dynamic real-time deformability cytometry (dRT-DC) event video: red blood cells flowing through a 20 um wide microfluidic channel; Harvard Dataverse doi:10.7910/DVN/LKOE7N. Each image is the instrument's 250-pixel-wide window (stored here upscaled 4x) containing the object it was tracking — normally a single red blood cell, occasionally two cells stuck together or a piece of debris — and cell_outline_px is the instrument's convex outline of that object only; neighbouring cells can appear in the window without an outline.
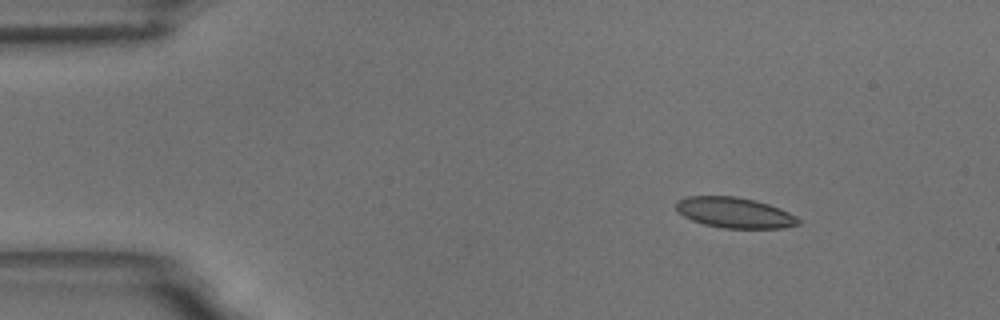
{"species": "common noctule bat (a hibernating species)", "species_latin": "Nyctalus noctula", "temperature_condition": "room temperature", "stored_images_in_passage": 49, "camera_frame_rate_fps": 3000, "um_per_image_px": 0.085, "animal": {"sex": "male", "body_mass_g": 18.8}, "frame": {"image": 1, "passage_image": 1, "time_ms": 0.0, "image_size_px": [1000, 320], "cell_outline_px": [[800, 224], [784, 228], [724, 228], [704, 224], [692, 220], [684, 216], [676, 208], [676, 200], [688, 196], [736, 196], [768, 204], [780, 208], [796, 216], [800, 220]], "centroid_in_image_um": [62.45, 18.08], "position_along_channel_um": 22.6, "area_um2": 21.68}}
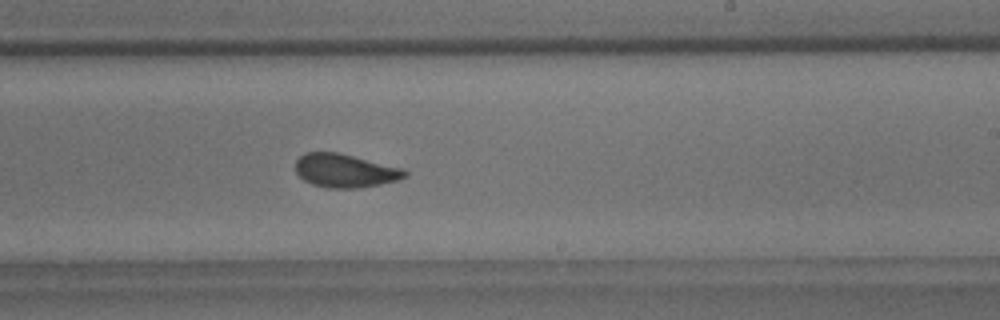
{"frame": {"image": 2, "passage_image": 27, "time_ms": 8.667, "image_size_px": [1000, 320], "cell_outline_px": [[408, 176], [396, 180], [380, 184], [360, 188], [324, 188], [312, 184], [304, 180], [296, 172], [296, 160], [304, 152], [340, 152], [404, 168], [408, 172]], "centroid_in_image_um": [29.34, 14.5], "position_along_channel_um": 259.7, "area_um2": 21.62}}
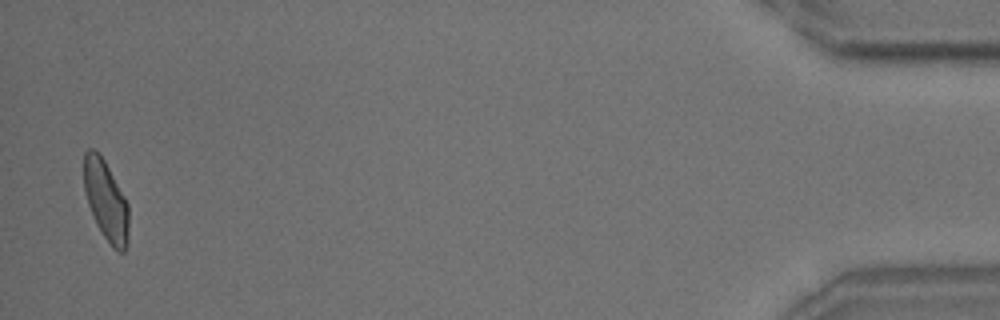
{"frame": {"image": 3, "passage_image": 48, "time_ms": 15.667, "image_size_px": [1000, 320], "cell_outline_px": [[128, 244], [124, 252], [116, 252], [112, 248], [96, 224], [88, 204], [84, 188], [84, 152], [88, 148], [92, 148], [100, 152], [124, 196], [128, 204]], "centroid_in_image_um": [9.0, 17.05], "position_along_channel_um": 426.2, "area_um2": 21.04}, "authors_computed_cell_mechanics": {"area_um2": 21.5594, "velocity_mm_per_s": 3.6353, "shape_relaxation_time_tau1_ms": 4.252, "shape_relaxation_time_tau2_ms": 1.2592, "deformation_change_tau1": 0.1194, "deformation_change_tau2": 0.0713}}